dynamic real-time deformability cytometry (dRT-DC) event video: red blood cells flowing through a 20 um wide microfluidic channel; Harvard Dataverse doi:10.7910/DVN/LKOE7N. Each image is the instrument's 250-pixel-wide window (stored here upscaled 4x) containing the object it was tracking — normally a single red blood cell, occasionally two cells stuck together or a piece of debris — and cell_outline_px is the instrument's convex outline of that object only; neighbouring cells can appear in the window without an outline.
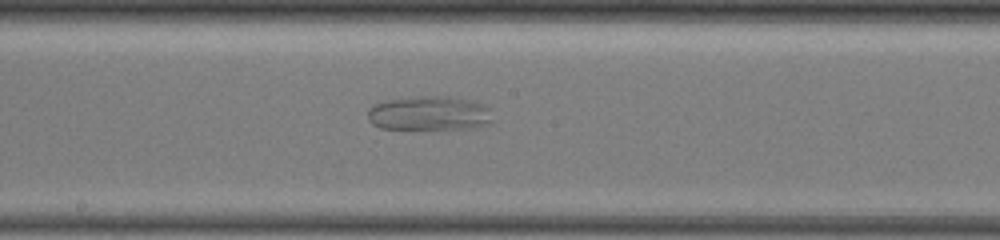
{"species": "common noctule bat (a hibernating species)", "species_latin": "Nyctalus noctula", "temperature_condition": "warm", "stored_images_in_passage": 35, "camera_frame_rate_fps": 3000, "um_per_image_px": 0.085, "animal": {"sex": "female", "body_mass_g": 19.5, "forearm_length_mm": 54.1}, "frame": {"image": 1, "passage_image": 12, "time_ms": 4.0, "image_size_px": [1000, 240], "cell_outline_px": [[492, 120], [488, 124], [472, 128], [380, 128], [372, 124], [368, 120], [368, 108], [376, 104], [388, 100], [416, 96], [448, 96], [476, 100], [484, 104], [488, 108]], "centroid_in_image_um": [36.5, 9.61], "position_along_channel_um": 211.7, "area_um2": 24.91}}
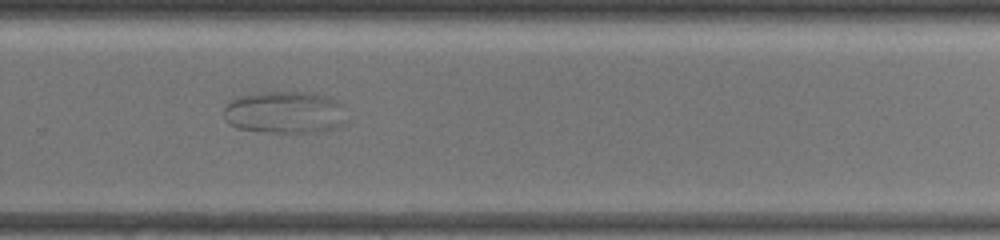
{"frame": {"image": 2, "passage_image": 19, "time_ms": 6.667, "image_size_px": [1000, 240], "cell_outline_px": [[340, 124], [332, 128], [320, 132], [268, 132], [236, 128], [228, 124], [224, 120], [224, 108], [236, 96], [256, 92], [304, 92], [324, 96], [336, 100], [340, 104]], "centroid_in_image_um": [24.05, 9.54], "position_along_channel_um": 305.7, "area_um2": 29.65}}
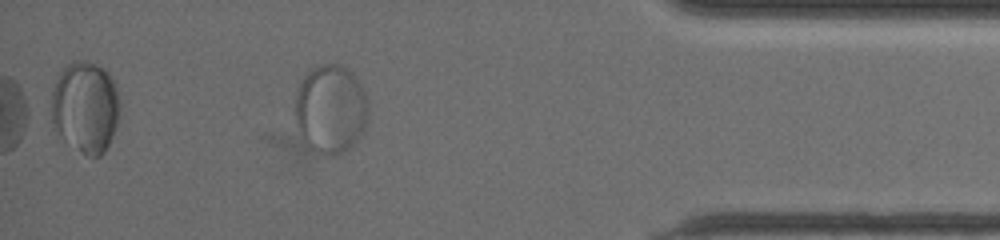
{"frame": {"image": 3, "passage_image": 31, "time_ms": 10.333, "image_size_px": [1000, 240], "cell_outline_px": [[368, 120], [364, 132], [344, 152], [336, 156], [328, 156], [316, 152], [308, 148], [300, 136], [296, 124], [296, 96], [300, 84], [304, 76], [312, 68], [320, 64], [336, 64], [352, 72], [360, 84], [364, 92], [368, 104]], "centroid_in_image_um": [28.11, 9.31], "position_along_channel_um": 407.1, "area_um2": 38.03}}